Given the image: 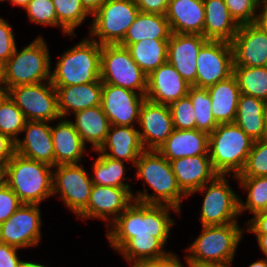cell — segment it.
I'll list each match as a JSON object with an SVG mask.
<instances>
[{
  "label": "cell",
  "mask_w": 267,
  "mask_h": 267,
  "mask_svg": "<svg viewBox=\"0 0 267 267\" xmlns=\"http://www.w3.org/2000/svg\"><path fill=\"white\" fill-rule=\"evenodd\" d=\"M173 211V212H172ZM181 212L168 205L143 204L133 201L107 228L105 236L117 252L131 237H157L165 246L176 225L172 213Z\"/></svg>",
  "instance_id": "6da1fadb"
},
{
  "label": "cell",
  "mask_w": 267,
  "mask_h": 267,
  "mask_svg": "<svg viewBox=\"0 0 267 267\" xmlns=\"http://www.w3.org/2000/svg\"><path fill=\"white\" fill-rule=\"evenodd\" d=\"M137 180H143L144 191L133 192V199L143 204L168 205L181 211L188 196L178 186L170 161L157 150H144L134 166ZM150 188L153 193L148 192Z\"/></svg>",
  "instance_id": "7a4b0ae2"
},
{
  "label": "cell",
  "mask_w": 267,
  "mask_h": 267,
  "mask_svg": "<svg viewBox=\"0 0 267 267\" xmlns=\"http://www.w3.org/2000/svg\"><path fill=\"white\" fill-rule=\"evenodd\" d=\"M245 224L201 226V233L185 249L186 258L195 264L232 266L237 249L245 236Z\"/></svg>",
  "instance_id": "3957f363"
},
{
  "label": "cell",
  "mask_w": 267,
  "mask_h": 267,
  "mask_svg": "<svg viewBox=\"0 0 267 267\" xmlns=\"http://www.w3.org/2000/svg\"><path fill=\"white\" fill-rule=\"evenodd\" d=\"M63 51L51 69L54 87L82 85L100 80L101 47L88 35Z\"/></svg>",
  "instance_id": "277c9868"
},
{
  "label": "cell",
  "mask_w": 267,
  "mask_h": 267,
  "mask_svg": "<svg viewBox=\"0 0 267 267\" xmlns=\"http://www.w3.org/2000/svg\"><path fill=\"white\" fill-rule=\"evenodd\" d=\"M44 36H36L2 66V83L6 90L20 85H32L51 80V57ZM19 50V51H18Z\"/></svg>",
  "instance_id": "5b68a950"
},
{
  "label": "cell",
  "mask_w": 267,
  "mask_h": 267,
  "mask_svg": "<svg viewBox=\"0 0 267 267\" xmlns=\"http://www.w3.org/2000/svg\"><path fill=\"white\" fill-rule=\"evenodd\" d=\"M53 166L16 152L7 162L6 184L23 204L41 205L52 196Z\"/></svg>",
  "instance_id": "8992f818"
},
{
  "label": "cell",
  "mask_w": 267,
  "mask_h": 267,
  "mask_svg": "<svg viewBox=\"0 0 267 267\" xmlns=\"http://www.w3.org/2000/svg\"><path fill=\"white\" fill-rule=\"evenodd\" d=\"M253 140L235 123L218 124L209 134V157L219 175H239Z\"/></svg>",
  "instance_id": "52a82bcc"
},
{
  "label": "cell",
  "mask_w": 267,
  "mask_h": 267,
  "mask_svg": "<svg viewBox=\"0 0 267 267\" xmlns=\"http://www.w3.org/2000/svg\"><path fill=\"white\" fill-rule=\"evenodd\" d=\"M229 177L231 178V175H218L188 196L190 198L196 193L203 194L198 216L201 226L240 223L238 222L240 195L231 187Z\"/></svg>",
  "instance_id": "ba28073f"
},
{
  "label": "cell",
  "mask_w": 267,
  "mask_h": 267,
  "mask_svg": "<svg viewBox=\"0 0 267 267\" xmlns=\"http://www.w3.org/2000/svg\"><path fill=\"white\" fill-rule=\"evenodd\" d=\"M138 13L135 0H106L92 15L87 34L100 45H118Z\"/></svg>",
  "instance_id": "9c48e42d"
},
{
  "label": "cell",
  "mask_w": 267,
  "mask_h": 267,
  "mask_svg": "<svg viewBox=\"0 0 267 267\" xmlns=\"http://www.w3.org/2000/svg\"><path fill=\"white\" fill-rule=\"evenodd\" d=\"M100 80L102 84L123 87L142 95L147 91V76L129 51L119 44L102 45Z\"/></svg>",
  "instance_id": "30bf717a"
},
{
  "label": "cell",
  "mask_w": 267,
  "mask_h": 267,
  "mask_svg": "<svg viewBox=\"0 0 267 267\" xmlns=\"http://www.w3.org/2000/svg\"><path fill=\"white\" fill-rule=\"evenodd\" d=\"M83 163L53 167L52 196L76 217L87 207L93 183Z\"/></svg>",
  "instance_id": "8fae6325"
},
{
  "label": "cell",
  "mask_w": 267,
  "mask_h": 267,
  "mask_svg": "<svg viewBox=\"0 0 267 267\" xmlns=\"http://www.w3.org/2000/svg\"><path fill=\"white\" fill-rule=\"evenodd\" d=\"M7 95L27 121L54 122L61 118L56 89L51 81L9 88Z\"/></svg>",
  "instance_id": "7c38bea8"
},
{
  "label": "cell",
  "mask_w": 267,
  "mask_h": 267,
  "mask_svg": "<svg viewBox=\"0 0 267 267\" xmlns=\"http://www.w3.org/2000/svg\"><path fill=\"white\" fill-rule=\"evenodd\" d=\"M41 205L22 204L0 224V243L26 249L39 246L42 241Z\"/></svg>",
  "instance_id": "4fadbf2b"
},
{
  "label": "cell",
  "mask_w": 267,
  "mask_h": 267,
  "mask_svg": "<svg viewBox=\"0 0 267 267\" xmlns=\"http://www.w3.org/2000/svg\"><path fill=\"white\" fill-rule=\"evenodd\" d=\"M232 75L231 43L208 40L198 52L196 82L192 86L207 89Z\"/></svg>",
  "instance_id": "5bb4252c"
},
{
  "label": "cell",
  "mask_w": 267,
  "mask_h": 267,
  "mask_svg": "<svg viewBox=\"0 0 267 267\" xmlns=\"http://www.w3.org/2000/svg\"><path fill=\"white\" fill-rule=\"evenodd\" d=\"M145 95L123 87L103 84L101 106L110 125L137 126Z\"/></svg>",
  "instance_id": "9a60e30c"
},
{
  "label": "cell",
  "mask_w": 267,
  "mask_h": 267,
  "mask_svg": "<svg viewBox=\"0 0 267 267\" xmlns=\"http://www.w3.org/2000/svg\"><path fill=\"white\" fill-rule=\"evenodd\" d=\"M133 201L126 188L93 185L87 207L76 219L105 221L107 228Z\"/></svg>",
  "instance_id": "2e32d148"
},
{
  "label": "cell",
  "mask_w": 267,
  "mask_h": 267,
  "mask_svg": "<svg viewBox=\"0 0 267 267\" xmlns=\"http://www.w3.org/2000/svg\"><path fill=\"white\" fill-rule=\"evenodd\" d=\"M230 43L233 67L267 66V32L256 23L240 25Z\"/></svg>",
  "instance_id": "e0dca14e"
},
{
  "label": "cell",
  "mask_w": 267,
  "mask_h": 267,
  "mask_svg": "<svg viewBox=\"0 0 267 267\" xmlns=\"http://www.w3.org/2000/svg\"><path fill=\"white\" fill-rule=\"evenodd\" d=\"M138 131L145 150H158L174 131L168 105L145 99L139 115Z\"/></svg>",
  "instance_id": "ac0fdd59"
},
{
  "label": "cell",
  "mask_w": 267,
  "mask_h": 267,
  "mask_svg": "<svg viewBox=\"0 0 267 267\" xmlns=\"http://www.w3.org/2000/svg\"><path fill=\"white\" fill-rule=\"evenodd\" d=\"M208 40L201 34L171 33L167 61L191 86L196 82L197 56Z\"/></svg>",
  "instance_id": "d6986e66"
},
{
  "label": "cell",
  "mask_w": 267,
  "mask_h": 267,
  "mask_svg": "<svg viewBox=\"0 0 267 267\" xmlns=\"http://www.w3.org/2000/svg\"><path fill=\"white\" fill-rule=\"evenodd\" d=\"M191 85L168 61L147 76L145 97L154 103L170 105L188 95Z\"/></svg>",
  "instance_id": "ffe728a7"
},
{
  "label": "cell",
  "mask_w": 267,
  "mask_h": 267,
  "mask_svg": "<svg viewBox=\"0 0 267 267\" xmlns=\"http://www.w3.org/2000/svg\"><path fill=\"white\" fill-rule=\"evenodd\" d=\"M51 122L27 121L22 130L24 137L15 142V152L25 158L55 166Z\"/></svg>",
  "instance_id": "44dd1931"
},
{
  "label": "cell",
  "mask_w": 267,
  "mask_h": 267,
  "mask_svg": "<svg viewBox=\"0 0 267 267\" xmlns=\"http://www.w3.org/2000/svg\"><path fill=\"white\" fill-rule=\"evenodd\" d=\"M144 150L137 126L110 125L104 143L94 152H101L115 160L130 162L132 165L130 164L128 169H132Z\"/></svg>",
  "instance_id": "7402d4cb"
},
{
  "label": "cell",
  "mask_w": 267,
  "mask_h": 267,
  "mask_svg": "<svg viewBox=\"0 0 267 267\" xmlns=\"http://www.w3.org/2000/svg\"><path fill=\"white\" fill-rule=\"evenodd\" d=\"M170 163L178 186L187 196L219 175L213 168L209 154L182 157Z\"/></svg>",
  "instance_id": "603a6c76"
},
{
  "label": "cell",
  "mask_w": 267,
  "mask_h": 267,
  "mask_svg": "<svg viewBox=\"0 0 267 267\" xmlns=\"http://www.w3.org/2000/svg\"><path fill=\"white\" fill-rule=\"evenodd\" d=\"M55 122L51 124L55 166L82 163L88 148L73 123L69 118H60Z\"/></svg>",
  "instance_id": "cb8c5ba5"
},
{
  "label": "cell",
  "mask_w": 267,
  "mask_h": 267,
  "mask_svg": "<svg viewBox=\"0 0 267 267\" xmlns=\"http://www.w3.org/2000/svg\"><path fill=\"white\" fill-rule=\"evenodd\" d=\"M165 16L171 33L203 35V0H170Z\"/></svg>",
  "instance_id": "d4e9b609"
},
{
  "label": "cell",
  "mask_w": 267,
  "mask_h": 267,
  "mask_svg": "<svg viewBox=\"0 0 267 267\" xmlns=\"http://www.w3.org/2000/svg\"><path fill=\"white\" fill-rule=\"evenodd\" d=\"M102 88V82L55 87L61 118H69L78 111L101 105Z\"/></svg>",
  "instance_id": "484cf974"
},
{
  "label": "cell",
  "mask_w": 267,
  "mask_h": 267,
  "mask_svg": "<svg viewBox=\"0 0 267 267\" xmlns=\"http://www.w3.org/2000/svg\"><path fill=\"white\" fill-rule=\"evenodd\" d=\"M157 151L168 161L209 154V135L197 129H174Z\"/></svg>",
  "instance_id": "4316f807"
},
{
  "label": "cell",
  "mask_w": 267,
  "mask_h": 267,
  "mask_svg": "<svg viewBox=\"0 0 267 267\" xmlns=\"http://www.w3.org/2000/svg\"><path fill=\"white\" fill-rule=\"evenodd\" d=\"M74 120L70 118L83 143L90 148V152L98 150L104 143L109 131L110 122L98 105L74 113Z\"/></svg>",
  "instance_id": "83f0119b"
},
{
  "label": "cell",
  "mask_w": 267,
  "mask_h": 267,
  "mask_svg": "<svg viewBox=\"0 0 267 267\" xmlns=\"http://www.w3.org/2000/svg\"><path fill=\"white\" fill-rule=\"evenodd\" d=\"M205 10V23L203 36L207 40L231 42L239 24L228 11L224 0H203Z\"/></svg>",
  "instance_id": "f1b7e54d"
},
{
  "label": "cell",
  "mask_w": 267,
  "mask_h": 267,
  "mask_svg": "<svg viewBox=\"0 0 267 267\" xmlns=\"http://www.w3.org/2000/svg\"><path fill=\"white\" fill-rule=\"evenodd\" d=\"M212 103V113L218 124L234 123L240 89L234 75L207 88Z\"/></svg>",
  "instance_id": "f546056e"
},
{
  "label": "cell",
  "mask_w": 267,
  "mask_h": 267,
  "mask_svg": "<svg viewBox=\"0 0 267 267\" xmlns=\"http://www.w3.org/2000/svg\"><path fill=\"white\" fill-rule=\"evenodd\" d=\"M170 35L171 30L165 15L139 11L119 45L126 48L145 39L169 40Z\"/></svg>",
  "instance_id": "4dcf8cb0"
},
{
  "label": "cell",
  "mask_w": 267,
  "mask_h": 267,
  "mask_svg": "<svg viewBox=\"0 0 267 267\" xmlns=\"http://www.w3.org/2000/svg\"><path fill=\"white\" fill-rule=\"evenodd\" d=\"M266 104L262 99L240 94L234 123L253 141L263 139Z\"/></svg>",
  "instance_id": "1f68e13d"
},
{
  "label": "cell",
  "mask_w": 267,
  "mask_h": 267,
  "mask_svg": "<svg viewBox=\"0 0 267 267\" xmlns=\"http://www.w3.org/2000/svg\"><path fill=\"white\" fill-rule=\"evenodd\" d=\"M97 158L94 155L90 156L93 159L91 180L94 185L111 186L118 188H126L131 194L133 193L131 185L135 184L132 178H126L127 167L124 161L115 160L108 156L97 152ZM128 181H131L127 183ZM126 182V183H125ZM131 184V185H130Z\"/></svg>",
  "instance_id": "d6a6232c"
},
{
  "label": "cell",
  "mask_w": 267,
  "mask_h": 267,
  "mask_svg": "<svg viewBox=\"0 0 267 267\" xmlns=\"http://www.w3.org/2000/svg\"><path fill=\"white\" fill-rule=\"evenodd\" d=\"M126 49L146 76L167 62L168 40L145 39L128 45Z\"/></svg>",
  "instance_id": "836d02e7"
},
{
  "label": "cell",
  "mask_w": 267,
  "mask_h": 267,
  "mask_svg": "<svg viewBox=\"0 0 267 267\" xmlns=\"http://www.w3.org/2000/svg\"><path fill=\"white\" fill-rule=\"evenodd\" d=\"M116 253L127 263L154 261L167 258L172 251H166L165 245L153 237H131Z\"/></svg>",
  "instance_id": "e575fe53"
},
{
  "label": "cell",
  "mask_w": 267,
  "mask_h": 267,
  "mask_svg": "<svg viewBox=\"0 0 267 267\" xmlns=\"http://www.w3.org/2000/svg\"><path fill=\"white\" fill-rule=\"evenodd\" d=\"M231 179L237 181L240 189L246 193V199L239 196L240 216L246 212L251 215L263 211L267 204V176L237 177L231 175Z\"/></svg>",
  "instance_id": "d590c367"
},
{
  "label": "cell",
  "mask_w": 267,
  "mask_h": 267,
  "mask_svg": "<svg viewBox=\"0 0 267 267\" xmlns=\"http://www.w3.org/2000/svg\"><path fill=\"white\" fill-rule=\"evenodd\" d=\"M52 2L57 16V28L66 37L77 36L76 28L92 16L82 5L81 0H52Z\"/></svg>",
  "instance_id": "8d00e7d4"
},
{
  "label": "cell",
  "mask_w": 267,
  "mask_h": 267,
  "mask_svg": "<svg viewBox=\"0 0 267 267\" xmlns=\"http://www.w3.org/2000/svg\"><path fill=\"white\" fill-rule=\"evenodd\" d=\"M240 92L267 102V66L233 67Z\"/></svg>",
  "instance_id": "74e56055"
},
{
  "label": "cell",
  "mask_w": 267,
  "mask_h": 267,
  "mask_svg": "<svg viewBox=\"0 0 267 267\" xmlns=\"http://www.w3.org/2000/svg\"><path fill=\"white\" fill-rule=\"evenodd\" d=\"M195 111L196 129L211 134L218 126L212 113V103L207 89L191 86L187 95Z\"/></svg>",
  "instance_id": "f35d334b"
},
{
  "label": "cell",
  "mask_w": 267,
  "mask_h": 267,
  "mask_svg": "<svg viewBox=\"0 0 267 267\" xmlns=\"http://www.w3.org/2000/svg\"><path fill=\"white\" fill-rule=\"evenodd\" d=\"M26 122L23 112L7 95L0 103V132L16 142Z\"/></svg>",
  "instance_id": "ab89813d"
},
{
  "label": "cell",
  "mask_w": 267,
  "mask_h": 267,
  "mask_svg": "<svg viewBox=\"0 0 267 267\" xmlns=\"http://www.w3.org/2000/svg\"><path fill=\"white\" fill-rule=\"evenodd\" d=\"M267 176V140L254 141L244 168L237 177Z\"/></svg>",
  "instance_id": "60d3db41"
},
{
  "label": "cell",
  "mask_w": 267,
  "mask_h": 267,
  "mask_svg": "<svg viewBox=\"0 0 267 267\" xmlns=\"http://www.w3.org/2000/svg\"><path fill=\"white\" fill-rule=\"evenodd\" d=\"M24 10L31 24L57 28V16L52 0H30Z\"/></svg>",
  "instance_id": "b9f144b4"
},
{
  "label": "cell",
  "mask_w": 267,
  "mask_h": 267,
  "mask_svg": "<svg viewBox=\"0 0 267 267\" xmlns=\"http://www.w3.org/2000/svg\"><path fill=\"white\" fill-rule=\"evenodd\" d=\"M174 129H196L195 111L191 99L186 96L169 105Z\"/></svg>",
  "instance_id": "7bdbcfd3"
},
{
  "label": "cell",
  "mask_w": 267,
  "mask_h": 267,
  "mask_svg": "<svg viewBox=\"0 0 267 267\" xmlns=\"http://www.w3.org/2000/svg\"><path fill=\"white\" fill-rule=\"evenodd\" d=\"M224 2L239 25L256 22L261 0H224Z\"/></svg>",
  "instance_id": "ee69618b"
},
{
  "label": "cell",
  "mask_w": 267,
  "mask_h": 267,
  "mask_svg": "<svg viewBox=\"0 0 267 267\" xmlns=\"http://www.w3.org/2000/svg\"><path fill=\"white\" fill-rule=\"evenodd\" d=\"M13 26L0 16V66L2 67L13 55L17 44Z\"/></svg>",
  "instance_id": "f6af8a7d"
},
{
  "label": "cell",
  "mask_w": 267,
  "mask_h": 267,
  "mask_svg": "<svg viewBox=\"0 0 267 267\" xmlns=\"http://www.w3.org/2000/svg\"><path fill=\"white\" fill-rule=\"evenodd\" d=\"M23 203L6 184L0 188V224L6 221Z\"/></svg>",
  "instance_id": "bcb514c9"
},
{
  "label": "cell",
  "mask_w": 267,
  "mask_h": 267,
  "mask_svg": "<svg viewBox=\"0 0 267 267\" xmlns=\"http://www.w3.org/2000/svg\"><path fill=\"white\" fill-rule=\"evenodd\" d=\"M18 249L5 243H0V267H21L23 260L19 257Z\"/></svg>",
  "instance_id": "7dc6e473"
},
{
  "label": "cell",
  "mask_w": 267,
  "mask_h": 267,
  "mask_svg": "<svg viewBox=\"0 0 267 267\" xmlns=\"http://www.w3.org/2000/svg\"><path fill=\"white\" fill-rule=\"evenodd\" d=\"M245 224V233L249 232L252 234H267V212L260 211L252 215L243 221Z\"/></svg>",
  "instance_id": "c3c4849f"
},
{
  "label": "cell",
  "mask_w": 267,
  "mask_h": 267,
  "mask_svg": "<svg viewBox=\"0 0 267 267\" xmlns=\"http://www.w3.org/2000/svg\"><path fill=\"white\" fill-rule=\"evenodd\" d=\"M170 0H135L140 12L165 15Z\"/></svg>",
  "instance_id": "681fc988"
},
{
  "label": "cell",
  "mask_w": 267,
  "mask_h": 267,
  "mask_svg": "<svg viewBox=\"0 0 267 267\" xmlns=\"http://www.w3.org/2000/svg\"><path fill=\"white\" fill-rule=\"evenodd\" d=\"M15 153V142L0 132V162L7 163Z\"/></svg>",
  "instance_id": "f907efd6"
},
{
  "label": "cell",
  "mask_w": 267,
  "mask_h": 267,
  "mask_svg": "<svg viewBox=\"0 0 267 267\" xmlns=\"http://www.w3.org/2000/svg\"><path fill=\"white\" fill-rule=\"evenodd\" d=\"M183 257V259H185L184 263H182L178 254L173 251L167 258L161 260V267H191V262L185 255Z\"/></svg>",
  "instance_id": "816d5d0a"
},
{
  "label": "cell",
  "mask_w": 267,
  "mask_h": 267,
  "mask_svg": "<svg viewBox=\"0 0 267 267\" xmlns=\"http://www.w3.org/2000/svg\"><path fill=\"white\" fill-rule=\"evenodd\" d=\"M255 23L267 32V1L261 0Z\"/></svg>",
  "instance_id": "f5cc1de1"
},
{
  "label": "cell",
  "mask_w": 267,
  "mask_h": 267,
  "mask_svg": "<svg viewBox=\"0 0 267 267\" xmlns=\"http://www.w3.org/2000/svg\"><path fill=\"white\" fill-rule=\"evenodd\" d=\"M106 0H81L85 9L93 15Z\"/></svg>",
  "instance_id": "db71d44e"
},
{
  "label": "cell",
  "mask_w": 267,
  "mask_h": 267,
  "mask_svg": "<svg viewBox=\"0 0 267 267\" xmlns=\"http://www.w3.org/2000/svg\"><path fill=\"white\" fill-rule=\"evenodd\" d=\"M257 245L262 254L267 258V234H254Z\"/></svg>",
  "instance_id": "11a10c76"
},
{
  "label": "cell",
  "mask_w": 267,
  "mask_h": 267,
  "mask_svg": "<svg viewBox=\"0 0 267 267\" xmlns=\"http://www.w3.org/2000/svg\"><path fill=\"white\" fill-rule=\"evenodd\" d=\"M130 267H161V260L137 261L129 264Z\"/></svg>",
  "instance_id": "9f6ffc18"
},
{
  "label": "cell",
  "mask_w": 267,
  "mask_h": 267,
  "mask_svg": "<svg viewBox=\"0 0 267 267\" xmlns=\"http://www.w3.org/2000/svg\"><path fill=\"white\" fill-rule=\"evenodd\" d=\"M7 163L0 162V188L6 185Z\"/></svg>",
  "instance_id": "6f0895ef"
},
{
  "label": "cell",
  "mask_w": 267,
  "mask_h": 267,
  "mask_svg": "<svg viewBox=\"0 0 267 267\" xmlns=\"http://www.w3.org/2000/svg\"><path fill=\"white\" fill-rule=\"evenodd\" d=\"M30 2V0H9V4L19 7L22 10L27 6V4Z\"/></svg>",
  "instance_id": "680465c9"
},
{
  "label": "cell",
  "mask_w": 267,
  "mask_h": 267,
  "mask_svg": "<svg viewBox=\"0 0 267 267\" xmlns=\"http://www.w3.org/2000/svg\"><path fill=\"white\" fill-rule=\"evenodd\" d=\"M21 267H51V266H48V265H44L43 263H38V262H35V261H25L23 260V263H22V266Z\"/></svg>",
  "instance_id": "91938a15"
},
{
  "label": "cell",
  "mask_w": 267,
  "mask_h": 267,
  "mask_svg": "<svg viewBox=\"0 0 267 267\" xmlns=\"http://www.w3.org/2000/svg\"><path fill=\"white\" fill-rule=\"evenodd\" d=\"M248 267H267V258L258 259L248 265Z\"/></svg>",
  "instance_id": "94428289"
},
{
  "label": "cell",
  "mask_w": 267,
  "mask_h": 267,
  "mask_svg": "<svg viewBox=\"0 0 267 267\" xmlns=\"http://www.w3.org/2000/svg\"><path fill=\"white\" fill-rule=\"evenodd\" d=\"M191 267H232V266H224L219 264H195L191 263Z\"/></svg>",
  "instance_id": "6125c7cd"
},
{
  "label": "cell",
  "mask_w": 267,
  "mask_h": 267,
  "mask_svg": "<svg viewBox=\"0 0 267 267\" xmlns=\"http://www.w3.org/2000/svg\"><path fill=\"white\" fill-rule=\"evenodd\" d=\"M263 139L267 140V104H266V111H265Z\"/></svg>",
  "instance_id": "be15d7a7"
},
{
  "label": "cell",
  "mask_w": 267,
  "mask_h": 267,
  "mask_svg": "<svg viewBox=\"0 0 267 267\" xmlns=\"http://www.w3.org/2000/svg\"><path fill=\"white\" fill-rule=\"evenodd\" d=\"M7 96V90L5 88H0V103Z\"/></svg>",
  "instance_id": "e7e4bbea"
},
{
  "label": "cell",
  "mask_w": 267,
  "mask_h": 267,
  "mask_svg": "<svg viewBox=\"0 0 267 267\" xmlns=\"http://www.w3.org/2000/svg\"><path fill=\"white\" fill-rule=\"evenodd\" d=\"M0 88H4L2 83V67L0 66Z\"/></svg>",
  "instance_id": "03108f58"
},
{
  "label": "cell",
  "mask_w": 267,
  "mask_h": 267,
  "mask_svg": "<svg viewBox=\"0 0 267 267\" xmlns=\"http://www.w3.org/2000/svg\"><path fill=\"white\" fill-rule=\"evenodd\" d=\"M7 1L9 2V0H0V3H3V2L5 3Z\"/></svg>",
  "instance_id": "003e7915"
},
{
  "label": "cell",
  "mask_w": 267,
  "mask_h": 267,
  "mask_svg": "<svg viewBox=\"0 0 267 267\" xmlns=\"http://www.w3.org/2000/svg\"><path fill=\"white\" fill-rule=\"evenodd\" d=\"M264 212H267V204H266V208L263 210Z\"/></svg>",
  "instance_id": "a7ac6f4b"
}]
</instances>
